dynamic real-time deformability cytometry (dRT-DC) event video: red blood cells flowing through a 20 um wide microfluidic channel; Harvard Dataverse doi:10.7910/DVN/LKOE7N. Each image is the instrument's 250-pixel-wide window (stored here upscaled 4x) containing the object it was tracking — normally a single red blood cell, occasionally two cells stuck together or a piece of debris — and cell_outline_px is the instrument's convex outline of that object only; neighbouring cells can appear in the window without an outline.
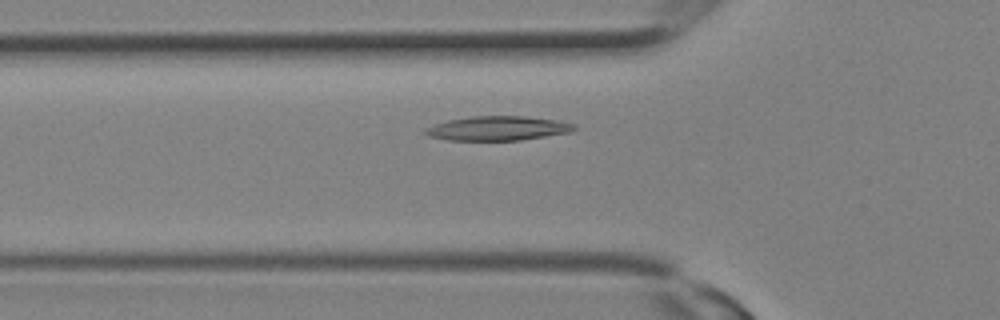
{"species": "Egyptian fruit bat (a non-hibernating species)", "species_latin": "Rousettus aegyptiacus", "temperature_condition": "room temperature", "stored_images_in_passage": 11, "camera_frame_rate_fps": 3000, "um_per_image_px": 0.085, "animal": {"sex": "female"}, "frame": {"image": 1, "passage_image": 7, "time_ms": 2.0, "image_size_px": [1000, 320], "cell_outline_px": [[576, 128], [572, 132], [520, 140], [448, 140], [428, 136], [424, 132], [424, 128], [448, 120], [472, 116], [524, 116], [560, 120], [576, 124]], "centroid_in_image_um": [42.35, 10.9], "position_along_channel_um": 83.5, "area_um2": 21.15}}
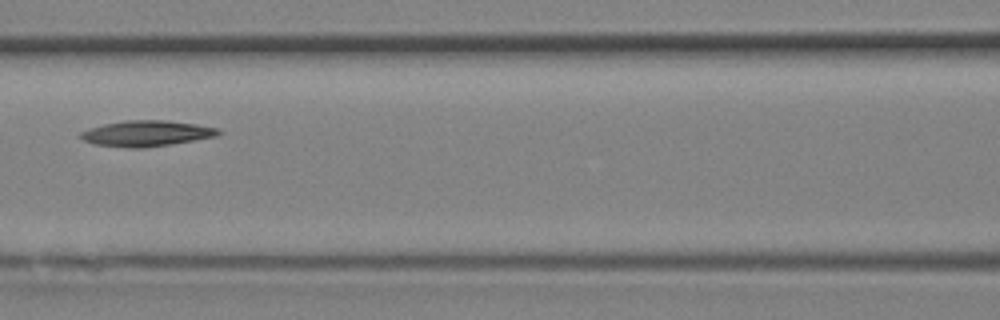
{"frame": {"image": 2, "passage_image": 10, "time_ms": 3.0, "image_size_px": [1000, 320], "cell_outline_px": [[224, 132], [216, 136], [168, 144], [140, 148], [132, 148], [92, 144], [84, 140], [80, 136], [80, 132], [88, 128], [104, 124], [124, 120], [164, 120], [196, 124], [220, 128]], "centroid_in_image_um": [12.45, 11.33], "position_along_channel_um": 154.2, "area_um2": 20.58}}